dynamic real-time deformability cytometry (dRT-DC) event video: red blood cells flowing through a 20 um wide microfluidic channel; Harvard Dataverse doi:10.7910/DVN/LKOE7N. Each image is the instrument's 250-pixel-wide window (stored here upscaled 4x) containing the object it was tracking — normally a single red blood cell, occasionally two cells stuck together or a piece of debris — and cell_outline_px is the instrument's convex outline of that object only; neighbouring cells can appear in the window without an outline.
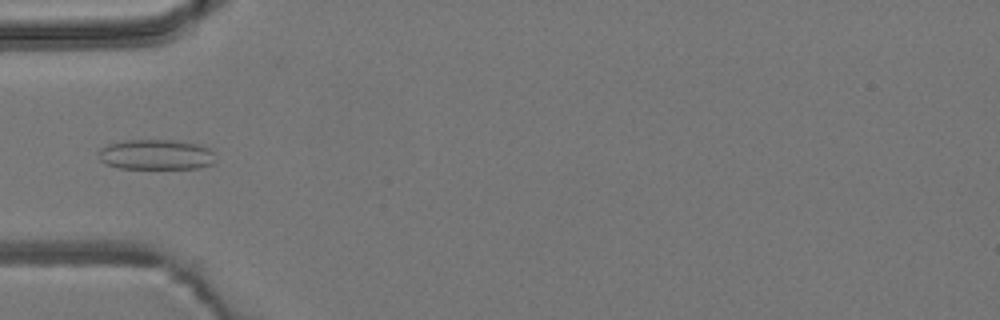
{"species": "common noctule bat (a hibernating species)", "species_latin": "Nyctalus noctula", "temperature_condition": "room temperature", "stored_images_in_passage": 4, "camera_frame_rate_fps": 3000, "um_per_image_px": 0.085, "animal": {"sex": "male", "body_mass_g": 19.2, "forearm_length_mm": 51.8}, "frame": {"image": 1, "passage_image": 3, "time_ms": 3.667, "image_size_px": [1000, 320], "cell_outline_px": [[216, 160], [212, 164], [200, 168], [120, 168], [108, 164], [100, 160], [100, 148], [108, 144], [124, 140], [176, 140], [200, 144], [208, 148], [212, 152]], "centroid_in_image_um": [13.3, 13.13], "position_along_channel_um": 71.7, "area_um2": 20.58}}